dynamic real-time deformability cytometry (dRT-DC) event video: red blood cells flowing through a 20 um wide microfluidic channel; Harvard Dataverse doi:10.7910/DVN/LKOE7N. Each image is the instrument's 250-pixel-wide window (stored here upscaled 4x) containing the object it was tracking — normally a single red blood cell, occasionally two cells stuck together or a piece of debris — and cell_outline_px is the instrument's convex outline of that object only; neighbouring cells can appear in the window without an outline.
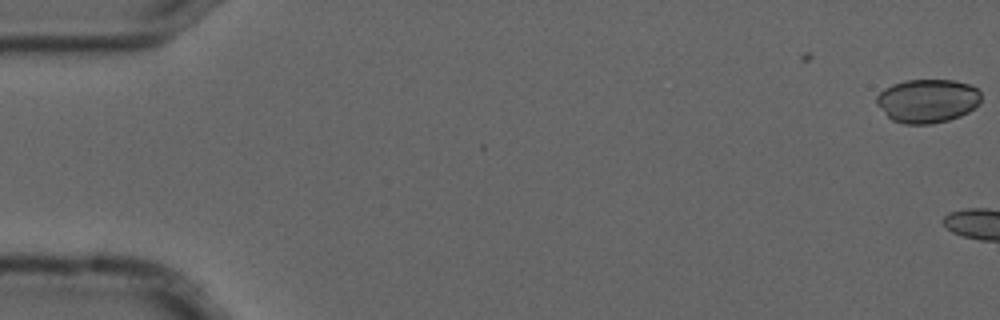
{"species": "common noctule bat (a hibernating species)", "species_latin": "Nyctalus noctula", "temperature_condition": "cold", "stored_images_in_passage": 2, "camera_frame_rate_fps": 3000, "um_per_image_px": 0.085, "animal": {"sex": "male", "forearm_length_mm": 52.5}, "frame": {"image": 1, "passage_image": 2, "time_ms": 0.333, "image_size_px": [1000, 320], "cell_outline_px": [[980, 104], [968, 112], [960, 116], [948, 120], [932, 124], [904, 124], [892, 120], [876, 104], [876, 96], [884, 88], [892, 84], [904, 80], [956, 80], [972, 84], [980, 92]], "centroid_in_image_um": [78.84, 8.56], "position_along_channel_um": 6.2, "area_um2": 26.88}}